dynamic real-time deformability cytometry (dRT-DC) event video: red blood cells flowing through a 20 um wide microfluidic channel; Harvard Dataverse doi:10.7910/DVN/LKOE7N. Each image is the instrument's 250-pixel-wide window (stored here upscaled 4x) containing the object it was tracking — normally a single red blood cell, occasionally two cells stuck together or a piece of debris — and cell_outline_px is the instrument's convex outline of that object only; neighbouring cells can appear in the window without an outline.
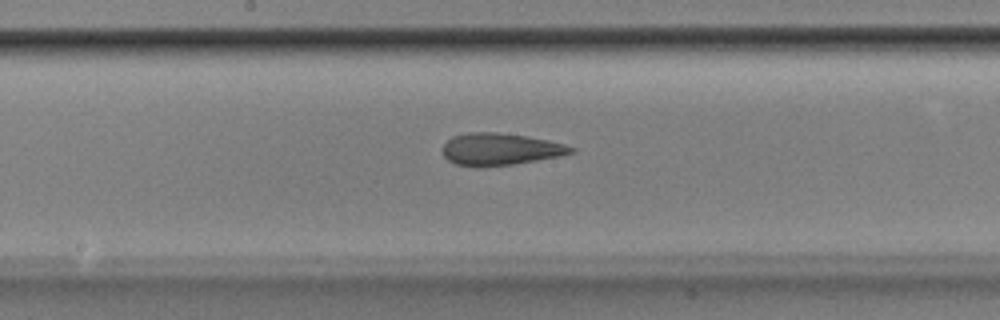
{"species": "Egyptian fruit bat (a non-hibernating species)", "species_latin": "Rousettus aegyptiacus", "temperature_condition": "room temperature", "stored_images_in_passage": 34, "camera_frame_rate_fps": 3000, "um_per_image_px": 0.085, "animal": {"sex": "male"}, "frame": {"image": 1, "passage_image": 12, "time_ms": 3.667, "image_size_px": [1000, 320], "cell_outline_px": [[576, 152], [536, 160], [512, 164], [484, 168], [476, 168], [456, 164], [448, 160], [444, 156], [444, 144], [452, 136], [468, 132], [496, 132], [528, 136], [548, 140], [564, 144], [576, 148]], "centroid_in_image_um": [42.5, 12.69], "position_along_channel_um": 205.7, "area_um2": 24.1}}
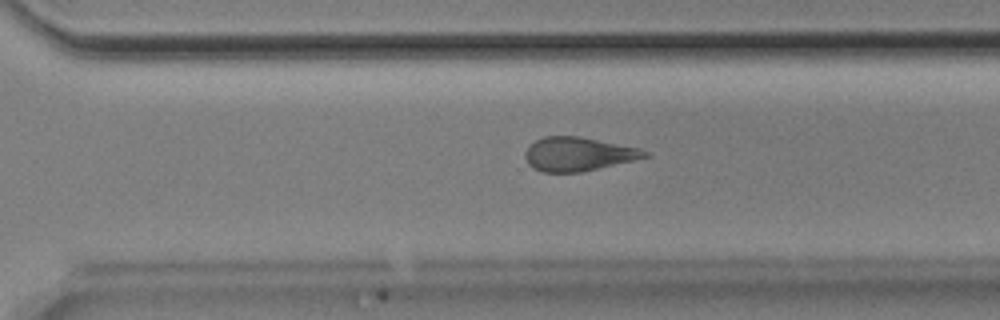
{"frame": {"image": 2, "passage_image": 21, "time_ms": 6.667, "image_size_px": [1000, 320], "cell_outline_px": [[652, 156], [580, 172], [540, 172], [532, 168], [528, 164], [524, 156], [524, 152], [536, 140], [544, 136], [580, 136], [640, 148], [652, 152]], "centroid_in_image_um": [49.17, 13.09], "position_along_channel_um": 321.4, "area_um2": 23.7}}
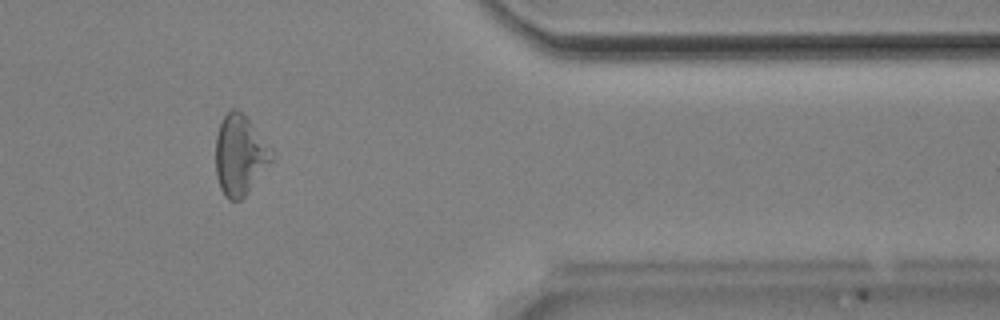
{"frame": {"image": 3, "passage_image": 28, "time_ms": 9.0, "image_size_px": [1000, 320], "cell_outline_px": [[272, 160], [248, 192], [240, 200], [228, 200], [224, 196], [220, 188], [216, 176], [216, 136], [220, 124], [224, 116], [232, 108], [236, 108], [248, 120]], "centroid_in_image_um": [20.29, 13.25], "position_along_channel_um": 391.1, "area_um2": 24.74}, "authors_computed_cell_mechanics": {"area_um2": 24.5361, "velocity_mm_per_s": 3.8837, "shape_relaxation_time_tau1_ms": 5.9209, "shape_relaxation_time_tau2_ms": 2.1143, "deformation_change_tau1": 0.1508, "deformation_change_tau2": 0.1185}}